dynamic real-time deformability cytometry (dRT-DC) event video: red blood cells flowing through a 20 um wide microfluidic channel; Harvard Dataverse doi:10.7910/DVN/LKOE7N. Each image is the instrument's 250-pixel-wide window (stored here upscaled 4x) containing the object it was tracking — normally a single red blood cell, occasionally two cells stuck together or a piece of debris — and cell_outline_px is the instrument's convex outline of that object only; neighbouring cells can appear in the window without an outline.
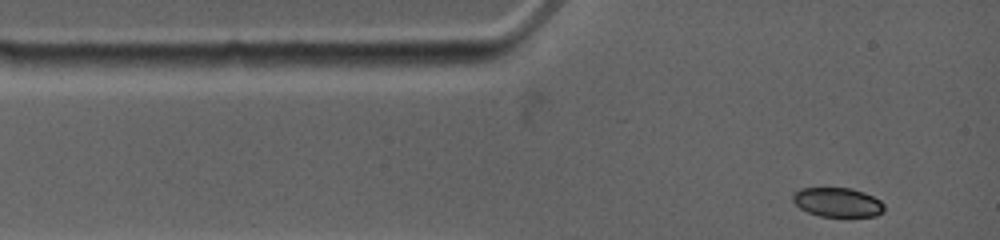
{"species": "common noctule bat (a hibernating species)", "species_latin": "Nyctalus noctula", "temperature_condition": "warm", "stored_images_in_passage": 42, "camera_frame_rate_fps": 4500, "um_per_image_px": 0.085, "animal": {"sex": "female", "body_mass_g": 19.0, "forearm_length_mm": 53.3}, "frame": {"image": 1, "passage_image": 1, "time_ms": 0.0, "image_size_px": [1000, 240], "cell_outline_px": [[884, 208], [876, 216], [820, 216], [808, 212], [800, 208], [792, 200], [792, 192], [800, 188], [852, 188], [864, 192], [880, 200], [884, 204]], "centroid_in_image_um": [71.16, 17.18], "position_along_channel_um": 13.8, "area_um2": 15.55}}
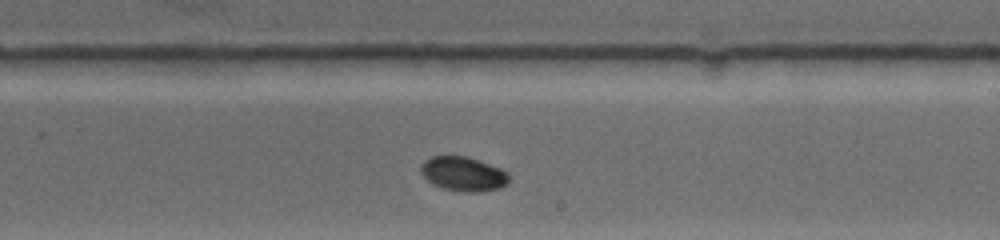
{"frame": {"image": 2, "passage_image": 23, "time_ms": 6.889, "image_size_px": [1000, 240], "cell_outline_px": [[508, 184], [500, 188], [476, 192], [464, 192], [440, 188], [432, 184], [420, 172], [420, 164], [424, 160], [432, 156], [468, 156], [500, 168], [508, 176]], "centroid_in_image_um": [39.33, 14.78], "position_along_channel_um": 249.7, "area_um2": 17.69}}
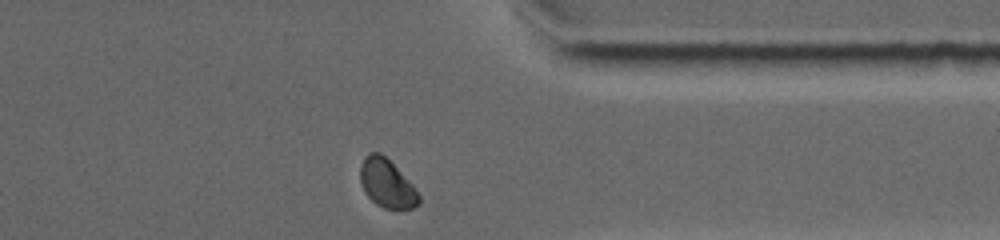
{"frame": {"image": 3, "passage_image": 42, "time_ms": 10.444, "image_size_px": [1000, 240], "cell_outline_px": [[420, 204], [412, 208], [384, 208], [376, 204], [364, 192], [360, 180], [360, 164], [364, 156], [368, 152], [380, 152], [412, 184], [420, 196]], "centroid_in_image_um": [32.85, 15.58], "position_along_channel_um": 378.5, "area_um2": 16.36}, "authors_computed_cell_mechanics": {"area_um2": 17.5134, "velocity_mm_per_s": 3.798, "shape_relaxation_time_tau1_ms": 3.6479, "shape_relaxation_time_tau2_ms": null, "deformation_change_tau1": 0.0999, "deformation_change_tau2": null}}